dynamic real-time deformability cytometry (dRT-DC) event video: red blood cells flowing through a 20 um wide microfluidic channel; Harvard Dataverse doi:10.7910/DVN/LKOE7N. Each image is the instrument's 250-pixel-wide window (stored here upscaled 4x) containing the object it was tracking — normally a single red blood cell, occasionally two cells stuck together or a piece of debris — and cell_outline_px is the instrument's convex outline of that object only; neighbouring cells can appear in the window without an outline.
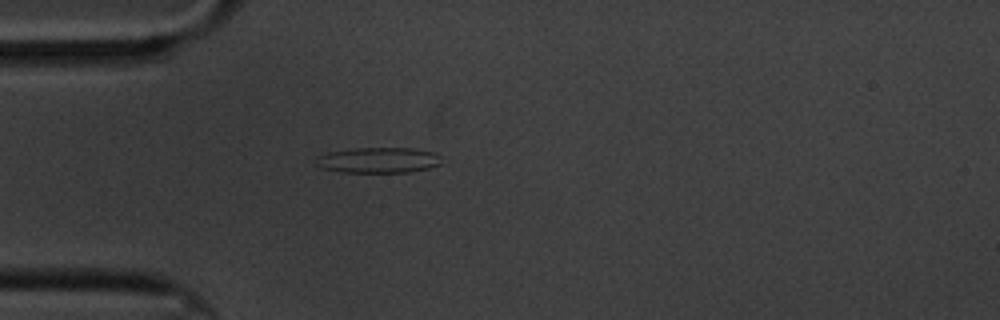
{"species": "common noctule bat (a hibernating species)", "species_latin": "Nyctalus noctula", "temperature_condition": "cold", "stored_images_in_passage": 44, "camera_frame_rate_fps": 3000, "um_per_image_px": 0.085, "animal": {"sex": "male", "body_mass_g": 20.1, "forearm_length_mm": 53.5}, "frame": {"image": 1, "passage_image": 1, "time_ms": 0.0, "image_size_px": [1000, 320], "cell_outline_px": [[440, 164], [428, 168], [408, 172], [340, 172], [324, 168], [316, 164], [316, 156], [328, 152], [356, 148], [412, 148], [436, 152], [440, 156]], "centroid_in_image_um": [32.16, 13.6], "position_along_channel_um": 52.8, "area_um2": 18.67}}
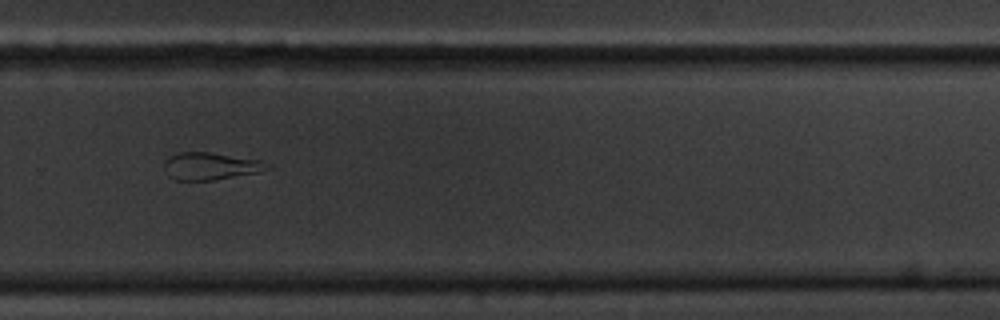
{"frame": {"image": 2, "passage_image": 25, "time_ms": 8.0, "image_size_px": [1000, 320], "cell_outline_px": [[272, 168], [260, 172], [212, 180], [176, 180], [168, 176], [164, 164], [164, 160], [168, 156], [180, 152], [208, 152], [260, 160], [272, 164]], "centroid_in_image_um": [17.91, 14.12], "position_along_channel_um": 311.9, "area_um2": 16.47}}
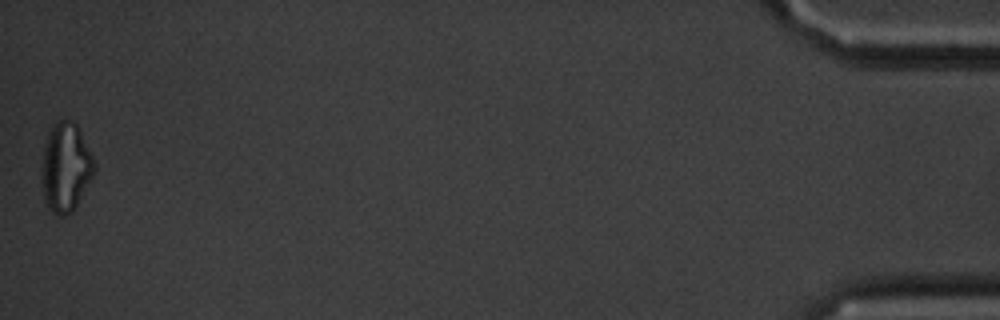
{"frame": {"image": 3, "passage_image": 44, "time_ms": 14.333, "image_size_px": [1000, 320], "cell_outline_px": [[96, 172], [72, 212], [64, 216], [60, 216], [52, 212], [48, 208], [44, 200], [40, 180], [44, 144], [48, 132], [52, 124], [56, 120], [72, 120], [76, 124], [96, 164]], "centroid_in_image_um": [5.56, 14.23], "position_along_channel_um": 429.6, "area_um2": 27.63}, "authors_computed_cell_mechanics": {"area_um2": 17.8891, "velocity_mm_per_s": 3.3336, "shape_relaxation_time_tau1_ms": 10.5108, "shape_relaxation_time_tau2_ms": 5.1515, "deformation_change_tau1": 0.2444, "deformation_change_tau2": 0.1691}}